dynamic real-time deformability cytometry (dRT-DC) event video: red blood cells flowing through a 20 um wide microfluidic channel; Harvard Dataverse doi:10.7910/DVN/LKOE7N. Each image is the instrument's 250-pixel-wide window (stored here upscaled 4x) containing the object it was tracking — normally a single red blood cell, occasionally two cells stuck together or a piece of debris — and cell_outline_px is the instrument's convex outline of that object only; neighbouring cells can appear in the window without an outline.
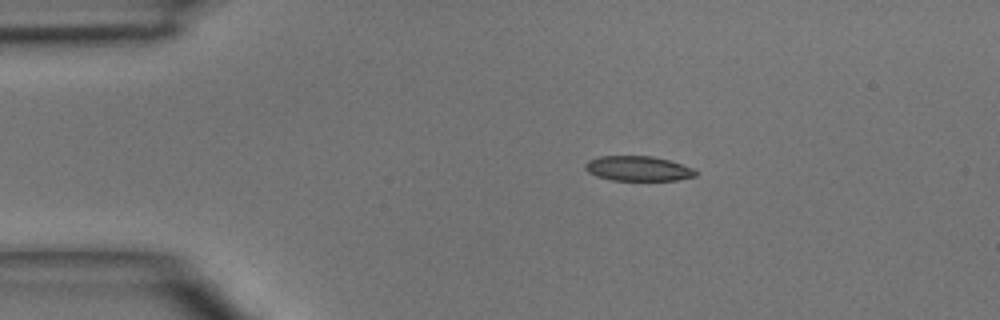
{"species": "common noctule bat (a hibernating species)", "species_latin": "Nyctalus noctula", "temperature_condition": "room temperature", "stored_images_in_passage": 5, "camera_frame_rate_fps": 3000, "um_per_image_px": 0.085, "animal": {"sex": "male", "body_mass_g": 15.6}, "frame": {"image": 1, "passage_image": 2, "time_ms": 1.333, "image_size_px": [1000, 320], "cell_outline_px": [[696, 176], [676, 180], [612, 180], [596, 176], [588, 172], [584, 168], [584, 164], [588, 160], [600, 156], [652, 156], [668, 160], [692, 168], [696, 172]], "centroid_in_image_um": [54.18, 14.32], "position_along_channel_um": 30.8, "area_um2": 15.9}}
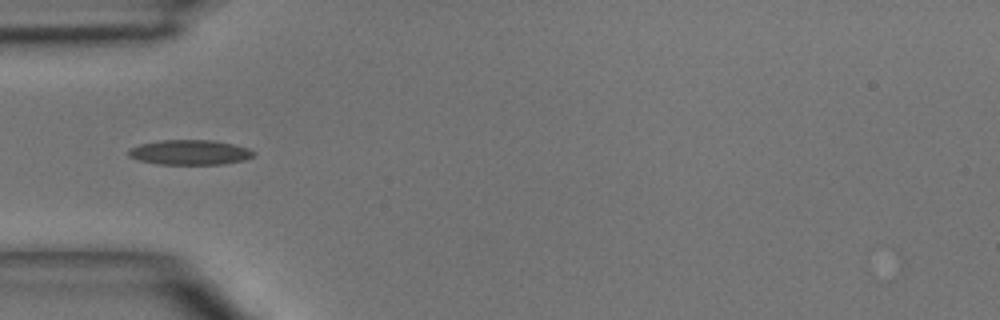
{"frame": {"image": 2, "passage_image": 4, "time_ms": 3.333, "image_size_px": [1000, 320], "cell_outline_px": [[256, 156], [244, 160], [224, 164], [160, 164], [140, 160], [128, 156], [128, 148], [140, 144], [160, 140], [212, 140], [232, 144], [248, 148], [256, 152]], "centroid_in_image_um": [16.16, 12.95], "position_along_channel_um": 68.8, "area_um2": 18.21}}